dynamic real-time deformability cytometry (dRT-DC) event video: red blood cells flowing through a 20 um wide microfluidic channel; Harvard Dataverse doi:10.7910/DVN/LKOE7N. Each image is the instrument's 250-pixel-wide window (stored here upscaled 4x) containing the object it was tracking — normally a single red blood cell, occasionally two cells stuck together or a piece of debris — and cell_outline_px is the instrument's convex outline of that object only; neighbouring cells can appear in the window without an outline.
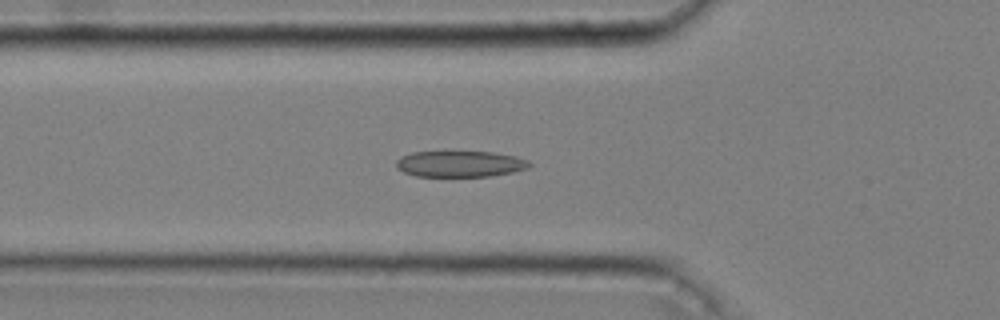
{"species": "common noctule bat (a hibernating species)", "species_latin": "Nyctalus noctula", "temperature_condition": "cold", "stored_images_in_passage": 46, "camera_frame_rate_fps": 3000, "um_per_image_px": 0.085, "animal": {"sex": "male", "body_mass_g": 20.4}, "frame": {"image": 1, "passage_image": 12, "time_ms": 3.667, "image_size_px": [1000, 320], "cell_outline_px": [[532, 164], [528, 168], [512, 172], [488, 176], [416, 176], [404, 172], [396, 168], [396, 160], [400, 156], [412, 152], [492, 152], [516, 156], [528, 160]], "centroid_in_image_um": [39.09, 13.93], "position_along_channel_um": 86.7, "area_um2": 20.23}}
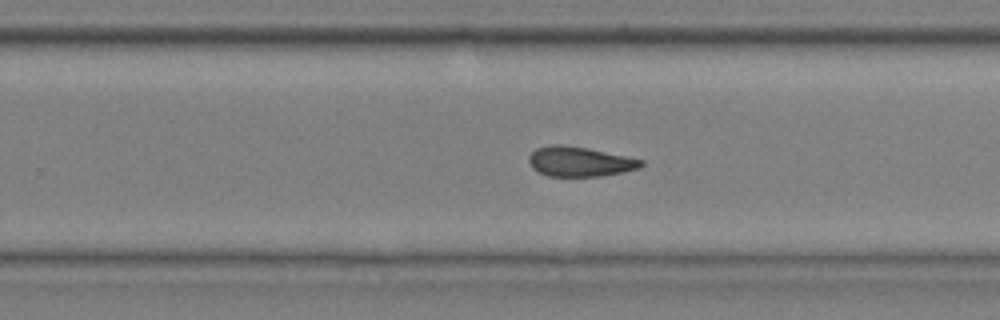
{"frame": {"image": 2, "passage_image": 28, "time_ms": 9.0, "image_size_px": [1000, 320], "cell_outline_px": [[644, 164], [640, 168], [624, 172], [600, 176], [548, 176], [532, 168], [528, 160], [528, 156], [536, 148], [552, 144], [560, 144], [588, 148], [644, 160]], "centroid_in_image_um": [49.28, 13.73], "position_along_channel_um": 280.5, "area_um2": 19.54}}
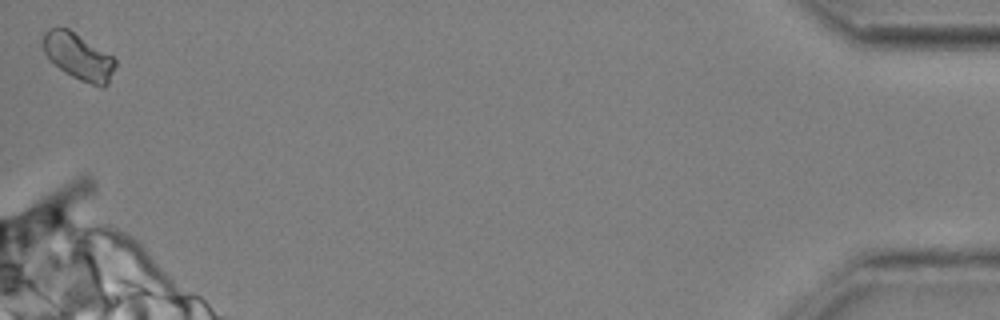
{"frame": {"image": 3, "passage_image": 46, "time_ms": 15.0, "image_size_px": [1000, 320], "cell_outline_px": [[116, 64], [108, 84], [104, 88], [100, 88], [80, 80], [64, 72], [44, 52], [40, 44], [40, 40], [44, 32], [48, 28], [68, 28], [112, 56], [116, 60]], "centroid_in_image_um": [6.65, 4.81], "position_along_channel_um": 428.6, "area_um2": 19.59}, "authors_computed_cell_mechanics": {"area_um2": 19.7387, "velocity_mm_per_s": 3.6323, "shape_relaxation_time_tau1_ms": null, "shape_relaxation_time_tau2_ms": 6.2366, "deformation_change_tau1": null, "deformation_change_tau2": 0.1349}}